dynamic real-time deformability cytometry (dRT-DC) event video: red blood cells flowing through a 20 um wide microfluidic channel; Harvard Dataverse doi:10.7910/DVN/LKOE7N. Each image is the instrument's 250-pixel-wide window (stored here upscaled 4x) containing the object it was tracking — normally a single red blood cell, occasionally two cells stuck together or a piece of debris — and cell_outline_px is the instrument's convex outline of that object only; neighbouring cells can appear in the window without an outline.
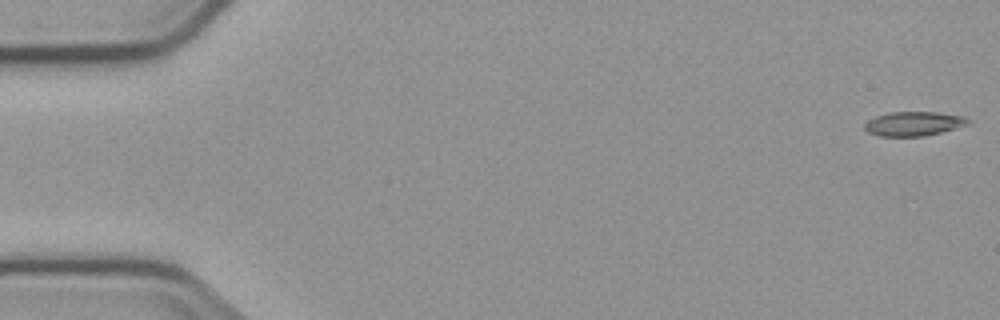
{"species": "common noctule bat (a hibernating species)", "species_latin": "Nyctalus noctula", "temperature_condition": "cold", "stored_images_in_passage": 7, "camera_frame_rate_fps": 3000, "um_per_image_px": 0.085, "animal": {"sex": "male", "body_mass_g": 23.1, "forearm_length_mm": 52.7}, "frame": {"image": 1, "passage_image": 1, "time_ms": 0.0, "image_size_px": [1000, 320], "cell_outline_px": [[968, 124], [940, 132], [924, 136], [880, 136], [868, 132], [864, 128], [864, 124], [868, 120], [876, 116], [892, 112], [936, 112], [964, 116], [968, 120]], "centroid_in_image_um": [77.63, 10.51], "position_along_channel_um": 7.4, "area_um2": 14.39}}
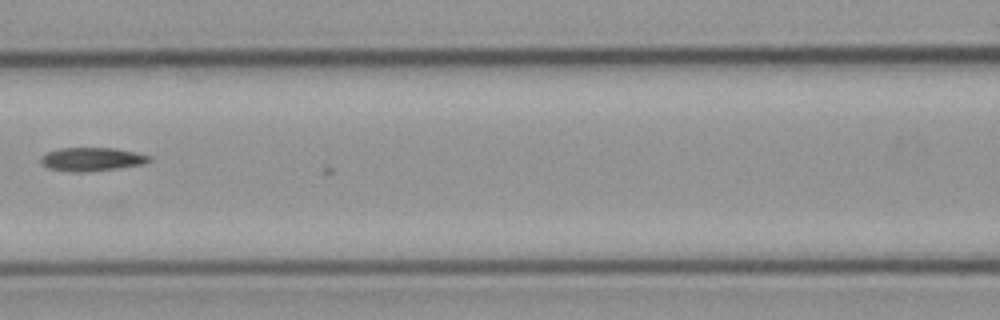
{"frame": {"image": 2, "passage_image": 7, "time_ms": 8.0, "image_size_px": [1000, 320], "cell_outline_px": [[152, 160], [144, 164], [116, 168], [84, 172], [72, 172], [48, 168], [40, 164], [40, 156], [48, 152], [60, 148], [116, 148], [136, 152], [152, 156]], "centroid_in_image_um": [7.8, 13.53], "position_along_channel_um": 158.8, "area_um2": 14.97}}